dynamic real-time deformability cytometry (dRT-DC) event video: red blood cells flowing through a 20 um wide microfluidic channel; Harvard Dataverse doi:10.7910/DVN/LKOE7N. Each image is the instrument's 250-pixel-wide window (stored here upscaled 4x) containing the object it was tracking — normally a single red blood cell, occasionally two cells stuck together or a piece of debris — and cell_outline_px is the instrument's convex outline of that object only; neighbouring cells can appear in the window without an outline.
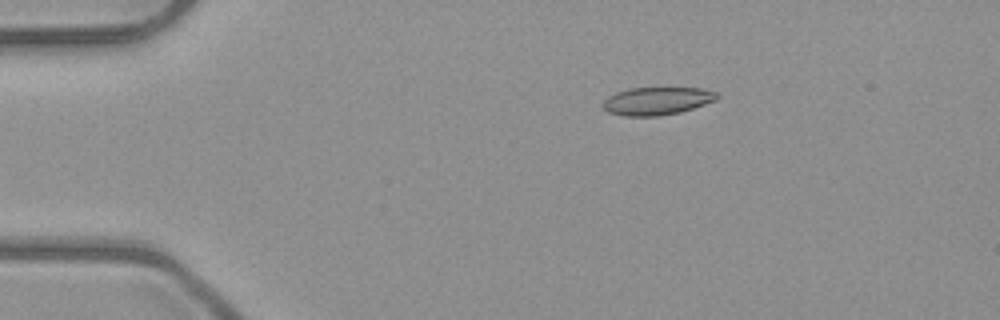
{"species": "common noctule bat (a hibernating species)", "species_latin": "Nyctalus noctula", "temperature_condition": "room temperature", "stored_images_in_passage": 6, "camera_frame_rate_fps": 3000, "um_per_image_px": 0.085, "animal": {"sex": "male", "body_mass_g": 23.1, "forearm_length_mm": 52.7}, "frame": {"image": 1, "passage_image": 2, "time_ms": 1.0, "image_size_px": [1000, 320], "cell_outline_px": [[720, 96], [716, 100], [680, 112], [656, 116], [624, 116], [608, 112], [604, 108], [604, 100], [608, 96], [616, 92], [628, 88], [700, 88], [716, 92]], "centroid_in_image_um": [55.83, 8.58], "position_along_channel_um": 29.2, "area_um2": 18.38}}
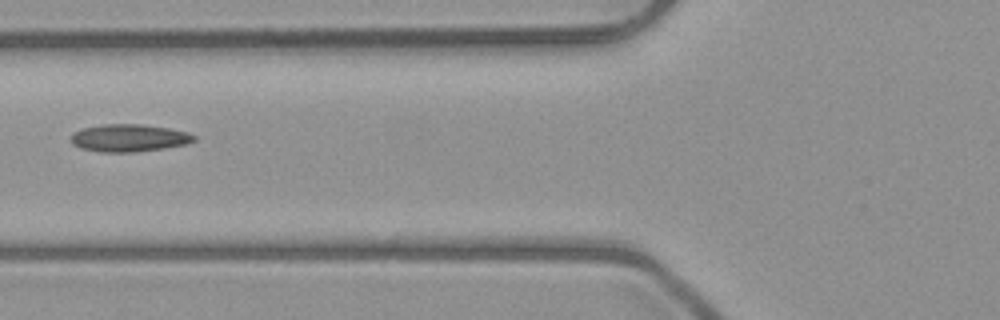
{"frame": {"image": 2, "passage_image": 5, "time_ms": 4.667, "image_size_px": [1000, 320], "cell_outline_px": [[196, 140], [184, 144], [164, 148], [132, 152], [100, 152], [80, 148], [72, 144], [72, 132], [84, 128], [104, 124], [140, 124], [168, 128], [188, 132], [196, 136]], "centroid_in_image_um": [10.95, 11.72], "position_along_channel_um": 114.8, "area_um2": 19.59}}
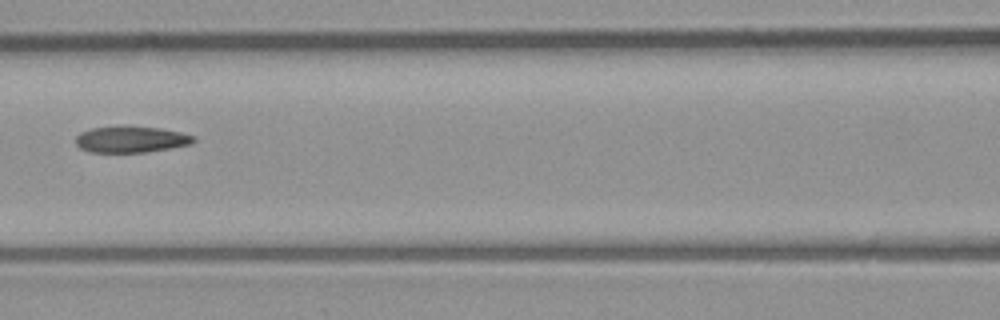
{"frame": {"image": 3, "passage_image": 6, "time_ms": 5.667, "image_size_px": [1000, 320], "cell_outline_px": [[196, 140], [192, 144], [172, 148], [144, 152], [92, 152], [80, 148], [76, 144], [76, 136], [80, 132], [92, 128], [160, 128], [180, 132], [196, 136]], "centroid_in_image_um": [11.18, 11.88], "position_along_channel_um": 155.4, "area_um2": 17.57}}